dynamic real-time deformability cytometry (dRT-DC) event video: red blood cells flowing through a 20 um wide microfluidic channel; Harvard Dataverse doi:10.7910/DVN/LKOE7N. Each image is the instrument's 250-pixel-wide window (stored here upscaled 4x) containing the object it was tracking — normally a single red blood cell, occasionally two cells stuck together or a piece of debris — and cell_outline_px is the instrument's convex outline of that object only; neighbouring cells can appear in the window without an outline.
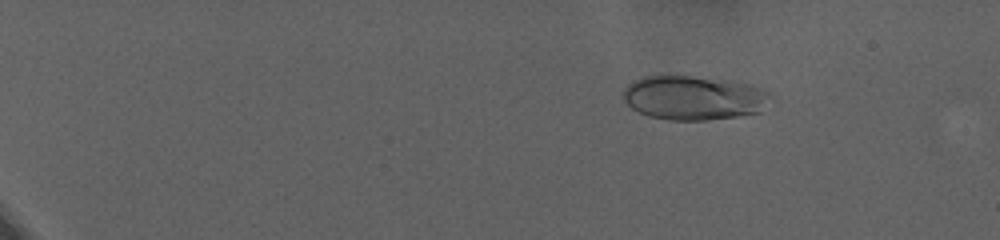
{"species": "human", "species_latin": "Homo sapiens", "temperature_condition": "warm", "stored_images_in_passage": 70, "camera_frame_rate_fps": 3000, "um_per_image_px": 0.085, "donor": {"sex": "female"}, "frame": {"image": 1, "passage_image": 15, "time_ms": 4.667, "image_size_px": [1000, 240], "cell_outline_px": [[772, 96], [760, 112], [736, 116], [708, 120], [668, 120], [648, 116], [632, 108], [624, 100], [624, 88], [632, 80], [644, 76], [664, 72], [672, 72], [736, 80], [752, 84], [764, 88], [772, 92]], "centroid_in_image_um": [58.98, 8.24], "position_along_channel_um": 26.0, "area_um2": 39.59}}
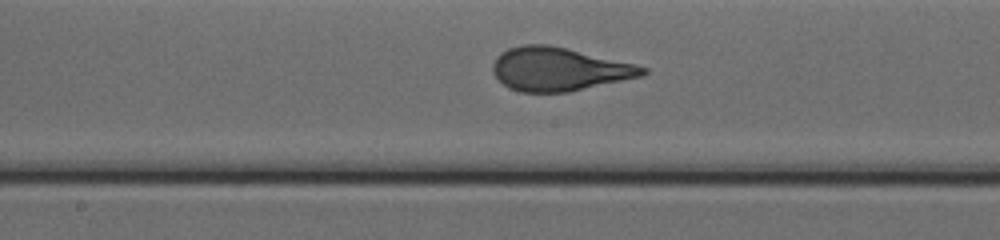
{"frame": {"image": 2, "passage_image": 49, "time_ms": 16.0, "image_size_px": [1000, 240], "cell_outline_px": [[648, 72], [640, 76], [568, 92], [520, 92], [508, 88], [492, 72], [492, 64], [496, 56], [500, 52], [508, 48], [524, 44], [548, 44], [568, 48], [648, 68]], "centroid_in_image_um": [47.44, 5.87], "position_along_channel_um": 200.8, "area_um2": 37.63}}
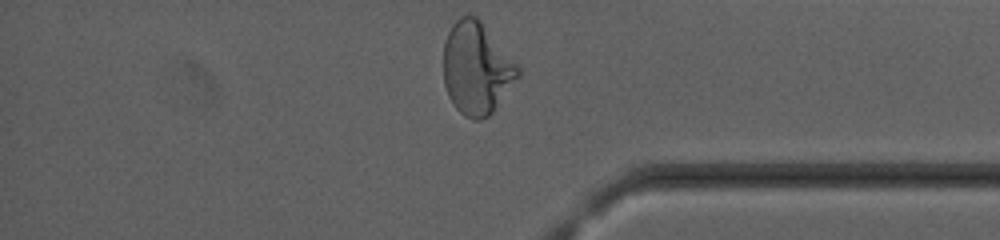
{"frame": {"image": 3, "passage_image": 70, "time_ms": 23.0, "image_size_px": [1000, 240], "cell_outline_px": [[520, 76], [492, 112], [488, 116], [480, 120], [472, 120], [464, 116], [452, 104], [448, 96], [444, 84], [444, 40], [452, 24], [460, 16], [476, 16], [480, 20], [520, 68]], "centroid_in_image_um": [40.49, 5.83], "position_along_channel_um": 394.7, "area_um2": 39.82}, "authors_computed_cell_mechanics": {"area_um2": 37.57, "velocity_mm_per_s": 2.8545, "shape_relaxation_time_tau1_ms": 8.2001, "shape_relaxation_time_tau2_ms": null, "deformation_change_tau1": 0.2552, "deformation_change_tau2": null}}